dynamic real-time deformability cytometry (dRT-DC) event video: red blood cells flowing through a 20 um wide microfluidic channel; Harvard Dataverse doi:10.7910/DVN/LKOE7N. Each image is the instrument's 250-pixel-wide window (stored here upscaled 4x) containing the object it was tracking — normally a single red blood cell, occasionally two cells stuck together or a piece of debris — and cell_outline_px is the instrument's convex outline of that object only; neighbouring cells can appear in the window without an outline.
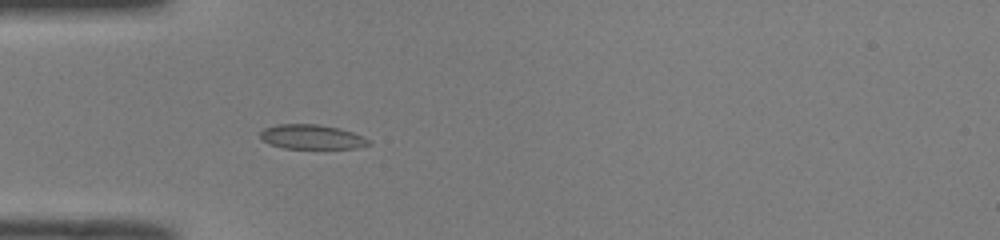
{"species": "common noctule bat (a hibernating species)", "species_latin": "Nyctalus noctula", "temperature_condition": "room temperature", "stored_images_in_passage": 50, "camera_frame_rate_fps": 3000, "um_per_image_px": 0.085, "animal": {"sex": "male", "body_mass_g": 19.0, "forearm_length_mm": 50.8}, "frame": {"image": 1, "passage_image": 15, "time_ms": 4.667, "image_size_px": [1000, 240], "cell_outline_px": [[372, 144], [356, 148], [284, 148], [268, 144], [260, 136], [260, 132], [264, 128], [276, 124], [316, 124], [340, 128], [352, 132], [372, 140]], "centroid_in_image_um": [26.52, 11.63], "position_along_channel_um": 58.5, "area_um2": 15.55}}
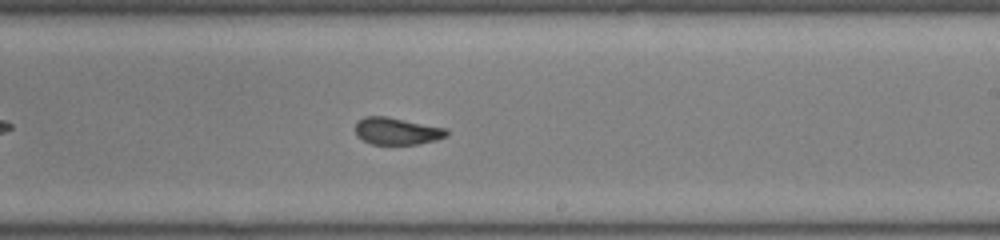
{"frame": {"image": 2, "passage_image": 30, "time_ms": 9.667, "image_size_px": [1000, 240], "cell_outline_px": [[448, 136], [436, 140], [416, 144], [372, 144], [356, 136], [356, 120], [364, 116], [388, 116], [448, 128]], "centroid_in_image_um": [33.75, 11.13], "position_along_channel_um": 255.3, "area_um2": 14.62}}
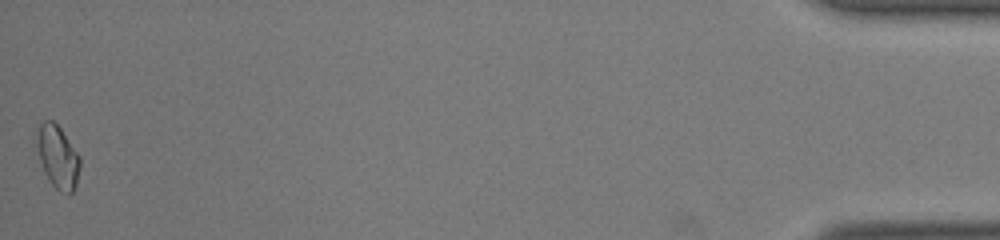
{"frame": {"image": 3, "passage_image": 50, "time_ms": 16.333, "image_size_px": [1000, 240], "cell_outline_px": [[80, 168], [76, 184], [72, 192], [68, 196], [60, 192], [48, 180], [44, 172], [40, 160], [36, 144], [40, 124], [44, 120], [52, 120], [60, 128], [80, 156]], "centroid_in_image_um": [4.92, 13.37], "position_along_channel_um": 430.3, "area_um2": 15.72}, "authors_computed_cell_mechanics": {"area_um2": 15.0569, "velocity_mm_per_s": 4.0275, "shape_relaxation_time_tau1_ms": 10.1153, "shape_relaxation_time_tau2_ms": 1.0117, "deformation_change_tau1": 0.214, "deformation_change_tau2": 0.0569}}